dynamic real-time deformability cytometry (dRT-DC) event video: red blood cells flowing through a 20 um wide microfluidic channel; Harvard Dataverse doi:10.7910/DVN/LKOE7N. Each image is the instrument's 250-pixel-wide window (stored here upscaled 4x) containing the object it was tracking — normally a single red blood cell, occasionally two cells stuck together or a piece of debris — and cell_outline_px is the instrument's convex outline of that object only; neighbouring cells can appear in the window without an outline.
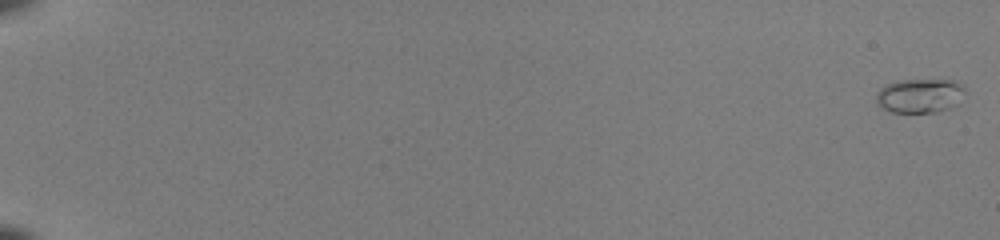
{"species": "common noctule bat (a hibernating species)", "species_latin": "Nyctalus noctula", "temperature_condition": "room temperature", "stored_images_in_passage": 53, "camera_frame_rate_fps": 3000, "um_per_image_px": 0.085, "animal": {"sex": "female", "body_mass_g": 22.0, "forearm_length_mm": 56.7}, "frame": {"image": 1, "passage_image": 1, "time_ms": 0.0, "image_size_px": [1000, 240], "cell_outline_px": [[964, 92], [956, 104], [948, 108], [936, 112], [892, 112], [876, 104], [876, 92], [884, 84], [896, 80], [952, 80], [964, 84]], "centroid_in_image_um": [78.14, 8.11], "position_along_channel_um": 6.9, "area_um2": 17.74}}
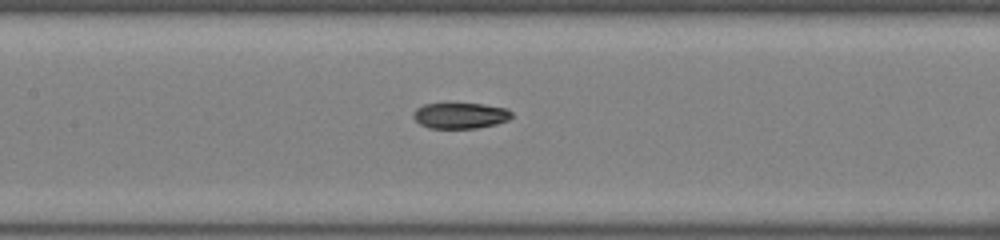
{"frame": {"image": 2, "passage_image": 29, "time_ms": 9.333, "image_size_px": [1000, 240], "cell_outline_px": [[512, 116], [508, 120], [496, 124], [476, 128], [428, 128], [420, 124], [412, 116], [412, 112], [416, 108], [424, 104], [484, 104], [504, 108], [512, 112]], "centroid_in_image_um": [39.1, 9.83], "position_along_channel_um": 168.3, "area_um2": 14.74}}
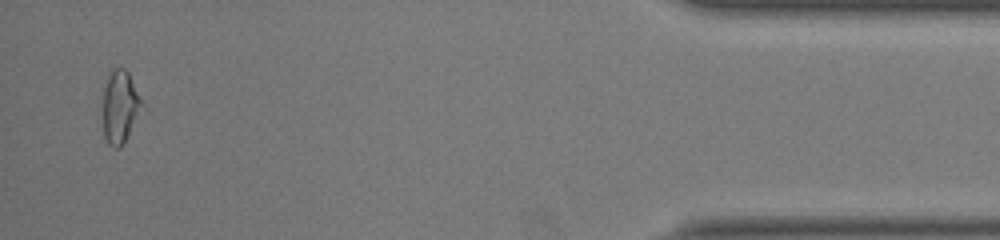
{"frame": {"image": 3, "passage_image": 52, "time_ms": 17.0, "image_size_px": [1000, 240], "cell_outline_px": [[144, 104], [120, 148], [116, 148], [108, 144], [104, 136], [100, 116], [104, 88], [108, 76], [112, 68], [124, 68], [128, 72]], "centroid_in_image_um": [10.14, 9.07], "position_along_channel_um": 425.1, "area_um2": 16.76}, "authors_computed_cell_mechanics": {"area_um2": 15.4904, "velocity_mm_per_s": 4.1086, "shape_relaxation_time_tau1_ms": null, "shape_relaxation_time_tau2_ms": 1.5025, "deformation_change_tau1": null, "deformation_change_tau2": 0.068}}